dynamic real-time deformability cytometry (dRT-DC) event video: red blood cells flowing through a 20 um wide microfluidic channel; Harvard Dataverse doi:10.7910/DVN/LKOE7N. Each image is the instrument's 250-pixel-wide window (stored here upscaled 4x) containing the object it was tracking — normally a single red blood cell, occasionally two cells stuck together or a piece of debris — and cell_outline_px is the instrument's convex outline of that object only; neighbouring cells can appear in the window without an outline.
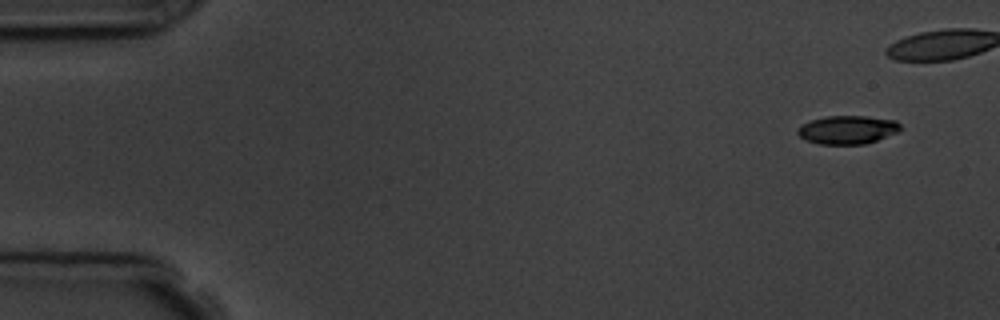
{"species": "common noctule bat (a hibernating species)", "species_latin": "Nyctalus noctula", "temperature_condition": "room temperature", "stored_images_in_passage": 5, "camera_frame_rate_fps": 3000, "um_per_image_px": 0.085, "animal": {"sex": "male", "body_mass_g": 19.5, "forearm_length_mm": 54.6}, "frame": {"image": 1, "passage_image": 1, "time_ms": 0.0, "image_size_px": [1000, 320], "cell_outline_px": [[904, 128], [900, 132], [864, 144], [820, 144], [808, 140], [800, 136], [796, 132], [796, 128], [800, 124], [824, 116], [864, 116], [896, 120]], "centroid_in_image_um": [72.06, 11.02], "position_along_channel_um": 12.9, "area_um2": 17.17}}